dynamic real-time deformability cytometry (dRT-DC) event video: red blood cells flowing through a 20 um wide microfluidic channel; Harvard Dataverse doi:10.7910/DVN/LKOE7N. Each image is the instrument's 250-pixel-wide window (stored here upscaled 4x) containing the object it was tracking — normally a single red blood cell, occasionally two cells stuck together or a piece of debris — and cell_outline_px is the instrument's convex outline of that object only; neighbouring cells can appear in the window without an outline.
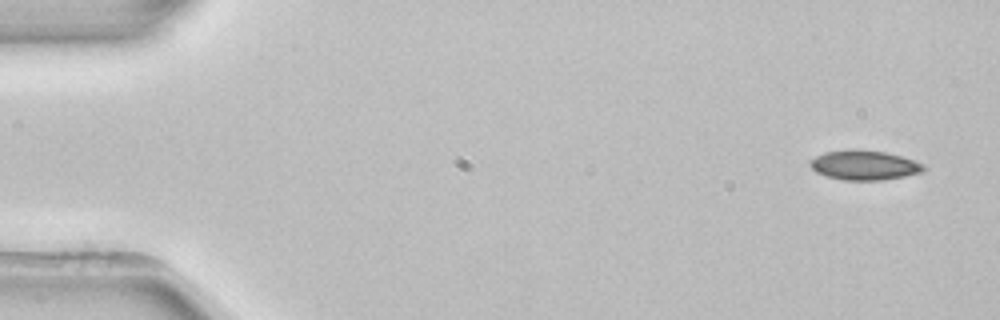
{"species": "common noctule bat (a hibernating species)", "species_latin": "Nyctalus noctula", "temperature_condition": "room temperature", "stored_images_in_passage": 3, "camera_frame_rate_fps": 3000, "um_per_image_px": 0.085, "animal": {"sex": "female", "body_mass_g": 22.7, "forearm_length_mm": 54.2}, "frame": {"image": 1, "passage_image": 1, "time_ms": 0.0, "image_size_px": [1000, 320], "cell_outline_px": [[928, 168], [920, 172], [904, 176], [880, 180], [844, 180], [828, 176], [816, 172], [808, 164], [816, 156], [824, 152], [848, 148], [856, 148], [884, 152], [900, 156], [924, 164]], "centroid_in_image_um": [73.44, 14.02], "position_along_channel_um": 11.6, "area_um2": 19.59}}